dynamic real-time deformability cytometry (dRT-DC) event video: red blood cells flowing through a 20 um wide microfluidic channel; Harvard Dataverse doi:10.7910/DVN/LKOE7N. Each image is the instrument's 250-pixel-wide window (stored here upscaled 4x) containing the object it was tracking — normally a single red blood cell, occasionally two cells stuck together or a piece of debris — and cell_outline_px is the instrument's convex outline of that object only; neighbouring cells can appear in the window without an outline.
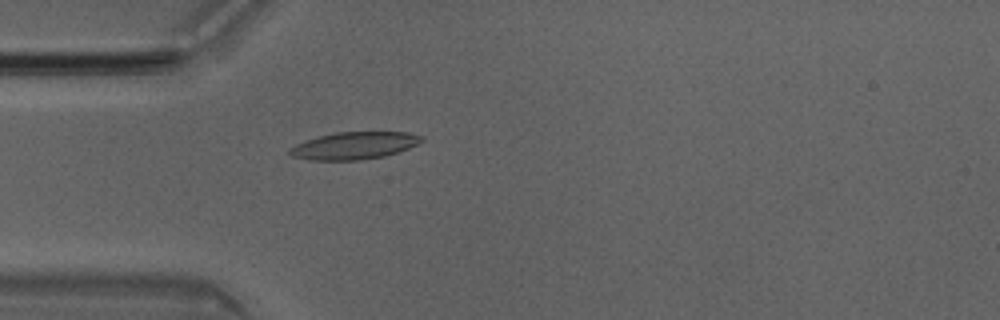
{"species": "Egyptian fruit bat (a non-hibernating species)", "species_latin": "Rousettus aegyptiacus", "temperature_condition": "room temperature", "stored_images_in_passage": 50, "camera_frame_rate_fps": 3000, "um_per_image_px": 0.085, "animal": {"sex": "male"}, "frame": {"image": 1, "passage_image": 14, "time_ms": 4.333, "image_size_px": [1000, 320], "cell_outline_px": [[424, 140], [408, 148], [384, 156], [360, 160], [308, 160], [292, 156], [288, 152], [288, 148], [304, 140], [336, 132], [408, 132], [424, 136]], "centroid_in_image_um": [30.08, 12.37], "position_along_channel_um": 54.9, "area_um2": 20.98}}
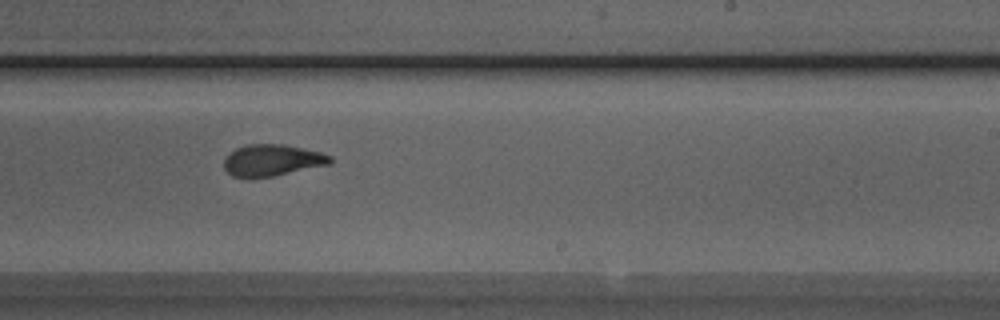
{"frame": {"image": 2, "passage_image": 30, "time_ms": 9.667, "image_size_px": [1000, 320], "cell_outline_px": [[332, 164], [272, 176], [232, 176], [224, 168], [224, 160], [236, 148], [248, 144], [284, 144], [320, 152], [332, 156]], "centroid_in_image_um": [23.18, 13.6], "position_along_channel_um": 265.8, "area_um2": 19.19}}
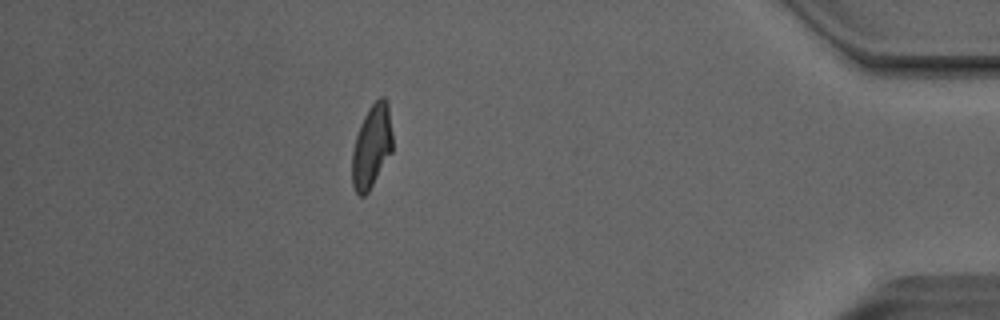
{"frame": {"image": 3, "passage_image": 44, "time_ms": 14.333, "image_size_px": [1000, 320], "cell_outline_px": [[392, 152], [368, 192], [364, 196], [360, 196], [356, 192], [352, 184], [352, 152], [356, 136], [360, 124], [368, 108], [380, 96], [384, 96], [388, 100], [392, 132]], "centroid_in_image_um": [31.6, 12.41], "position_along_channel_um": 403.6, "area_um2": 19.71}, "authors_computed_cell_mechanics": {"area_um2": 20.2589, "velocity_mm_per_s": 4.0422, "shape_relaxation_time_tau1_ms": 5.549, "shape_relaxation_time_tau2_ms": 1.6417, "deformation_change_tau1": 0.1782, "deformation_change_tau2": 0.0834}}